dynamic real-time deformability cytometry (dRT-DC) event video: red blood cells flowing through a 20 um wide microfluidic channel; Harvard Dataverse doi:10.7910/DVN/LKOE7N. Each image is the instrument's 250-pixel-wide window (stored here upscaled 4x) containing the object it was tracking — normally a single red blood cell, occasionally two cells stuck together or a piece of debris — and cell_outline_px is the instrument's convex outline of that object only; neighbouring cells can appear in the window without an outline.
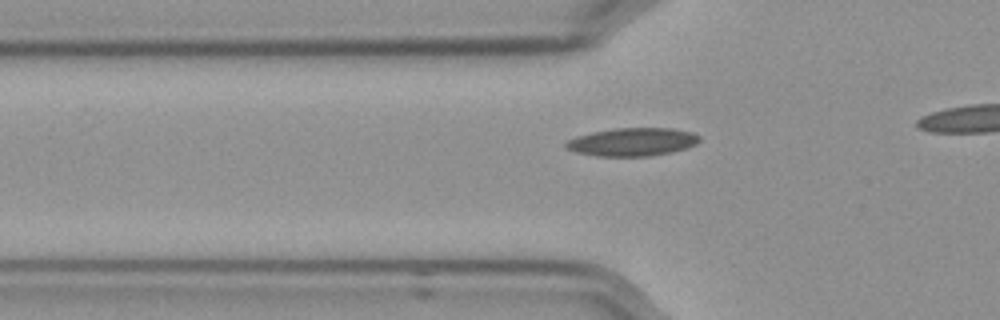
{"species": "Egyptian fruit bat (a non-hibernating species)", "species_latin": "Rousettus aegyptiacus", "temperature_condition": "cold", "stored_images_in_passage": 16, "camera_frame_rate_fps": 3000, "um_per_image_px": 0.085, "frame": {"image": 1, "passage_image": 14, "time_ms": 4.333, "image_size_px": [1000, 320], "cell_outline_px": [[700, 140], [696, 144], [672, 152], [648, 156], [596, 156], [576, 152], [564, 148], [564, 144], [568, 140], [576, 136], [592, 132], [612, 128], [672, 128], [692, 132], [700, 136]], "centroid_in_image_um": [53.73, 12.06], "position_along_channel_um": 72.1, "area_um2": 21.96}}